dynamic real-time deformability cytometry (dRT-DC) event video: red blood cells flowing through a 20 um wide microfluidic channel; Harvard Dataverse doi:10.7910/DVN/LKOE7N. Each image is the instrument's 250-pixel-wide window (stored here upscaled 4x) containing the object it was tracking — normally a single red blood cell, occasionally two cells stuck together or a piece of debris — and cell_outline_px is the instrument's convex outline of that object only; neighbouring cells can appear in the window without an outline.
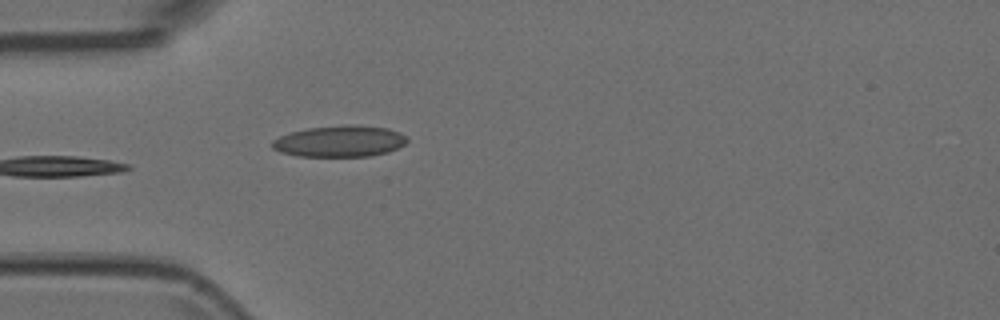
{"species": "Egyptian fruit bat (a non-hibernating species)", "species_latin": "Rousettus aegyptiacus", "temperature_condition": "room temperature", "stored_images_in_passage": 4, "camera_frame_rate_fps": 3000, "um_per_image_px": 0.085, "animal": {"sex": "female"}, "frame": {"image": 1, "passage_image": 4, "time_ms": 1.0, "image_size_px": [1000, 320], "cell_outline_px": [[408, 140], [404, 144], [388, 152], [368, 156], [296, 156], [280, 152], [272, 148], [272, 140], [280, 136], [292, 132], [308, 128], [344, 124], [356, 124], [388, 128], [400, 132]], "centroid_in_image_um": [28.87, 11.99], "position_along_channel_um": 56.1, "area_um2": 24.68}}